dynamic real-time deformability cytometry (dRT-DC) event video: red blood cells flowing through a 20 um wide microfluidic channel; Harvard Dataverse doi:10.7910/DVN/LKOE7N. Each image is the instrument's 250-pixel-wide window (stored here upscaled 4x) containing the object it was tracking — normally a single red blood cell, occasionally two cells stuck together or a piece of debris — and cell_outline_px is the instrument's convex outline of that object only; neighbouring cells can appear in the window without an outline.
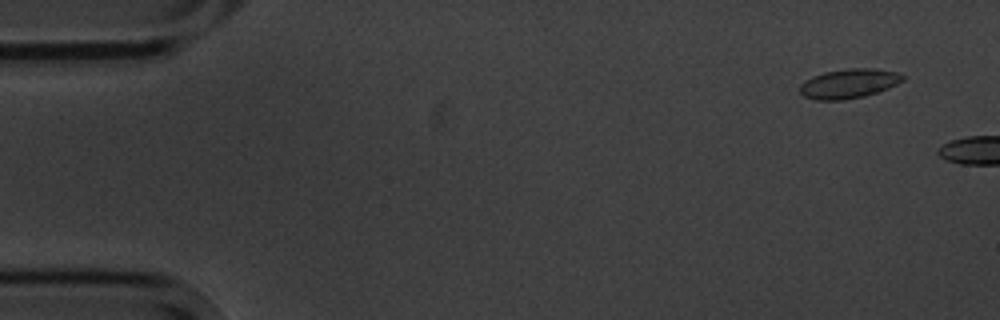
{"species": "common noctule bat (a hibernating species)", "species_latin": "Nyctalus noctula", "temperature_condition": "cold", "stored_images_in_passage": 3, "camera_frame_rate_fps": 3000, "um_per_image_px": 0.085, "animal": {"sex": "male", "body_mass_g": 20.1, "forearm_length_mm": 53.5}, "frame": {"image": 1, "passage_image": 1, "time_ms": 0.0, "image_size_px": [1000, 320], "cell_outline_px": [[904, 80], [888, 88], [864, 96], [844, 100], [816, 100], [804, 96], [800, 92], [800, 84], [804, 80], [812, 76], [824, 72], [848, 68], [872, 68], [900, 72], [904, 76]], "centroid_in_image_um": [72.14, 7.09], "position_along_channel_um": 12.9, "area_um2": 17.74}}